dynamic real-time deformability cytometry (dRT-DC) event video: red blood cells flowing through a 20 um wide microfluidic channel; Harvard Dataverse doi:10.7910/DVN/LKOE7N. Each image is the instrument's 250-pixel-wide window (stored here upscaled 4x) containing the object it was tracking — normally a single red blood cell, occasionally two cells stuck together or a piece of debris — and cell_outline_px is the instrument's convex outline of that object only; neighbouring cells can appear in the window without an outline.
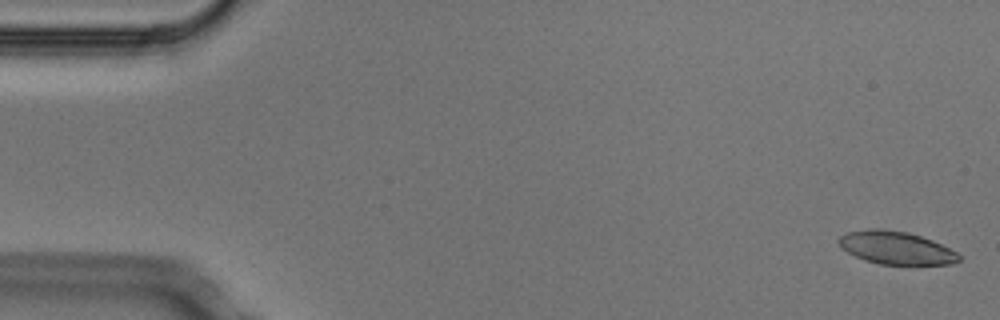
{"species": "Egyptian fruit bat (a non-hibernating species)", "species_latin": "Rousettus aegyptiacus", "temperature_condition": "cold", "stored_images_in_passage": 5, "camera_frame_rate_fps": 3000, "um_per_image_px": 0.085, "animal": {"sex": "male"}, "frame": {"image": 1, "passage_image": 1, "time_ms": 0.0, "image_size_px": [1000, 320], "cell_outline_px": [[960, 260], [952, 264], [880, 264], [864, 260], [848, 252], [836, 240], [844, 232], [908, 232], [932, 240], [956, 252], [960, 256]], "centroid_in_image_um": [76.21, 21.12], "position_along_channel_um": 8.8, "area_um2": 21.85}}
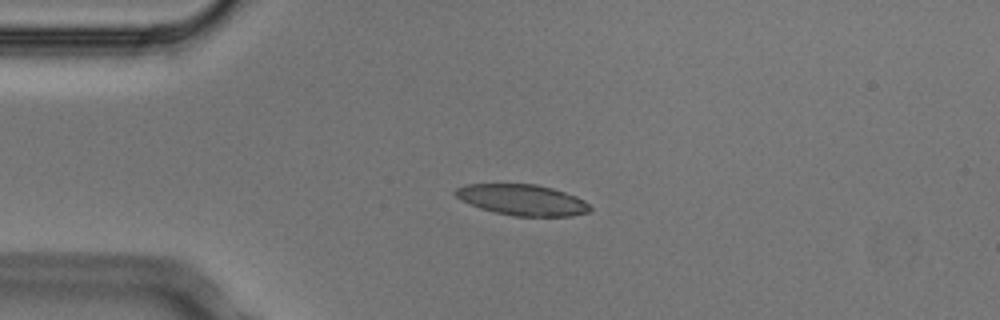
{"frame": {"image": 2, "passage_image": 4, "time_ms": 1.0, "image_size_px": [1000, 320], "cell_outline_px": [[592, 208], [588, 212], [572, 216], [512, 216], [480, 208], [456, 196], [452, 192], [456, 188], [464, 184], [536, 184], [552, 188], [576, 196], [584, 200]], "centroid_in_image_um": [44.41, 16.98], "position_along_channel_um": 40.6, "area_um2": 24.1}}